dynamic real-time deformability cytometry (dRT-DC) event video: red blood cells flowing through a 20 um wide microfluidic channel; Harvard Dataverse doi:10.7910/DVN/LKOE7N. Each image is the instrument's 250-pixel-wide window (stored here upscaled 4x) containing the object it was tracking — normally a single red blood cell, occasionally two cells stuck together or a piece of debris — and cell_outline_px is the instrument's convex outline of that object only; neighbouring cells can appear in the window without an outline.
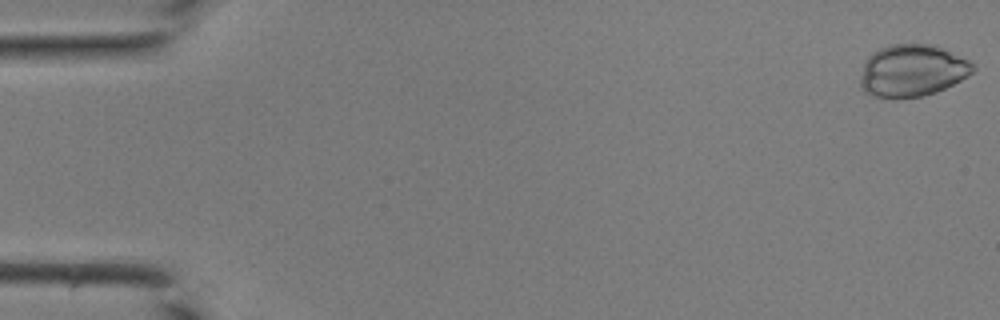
{"species": "common noctule bat (a hibernating species)", "species_latin": "Nyctalus noctula", "temperature_condition": "room temperature", "stored_images_in_passage": 11, "camera_frame_rate_fps": 3000, "um_per_image_px": 0.085, "animal": {"sex": "male", "body_mass_g": 19.0, "forearm_length_mm": 50.8}, "frame": {"image": 1, "passage_image": 1, "time_ms": 0.0, "image_size_px": [1000, 320], "cell_outline_px": [[976, 68], [968, 76], [936, 92], [920, 96], [896, 100], [892, 100], [872, 96], [864, 92], [860, 88], [860, 76], [864, 60], [868, 56], [880, 48], [888, 44], [928, 44], [940, 48], [968, 60]], "centroid_in_image_um": [77.45, 6.04], "position_along_channel_um": 7.5, "area_um2": 34.39}}